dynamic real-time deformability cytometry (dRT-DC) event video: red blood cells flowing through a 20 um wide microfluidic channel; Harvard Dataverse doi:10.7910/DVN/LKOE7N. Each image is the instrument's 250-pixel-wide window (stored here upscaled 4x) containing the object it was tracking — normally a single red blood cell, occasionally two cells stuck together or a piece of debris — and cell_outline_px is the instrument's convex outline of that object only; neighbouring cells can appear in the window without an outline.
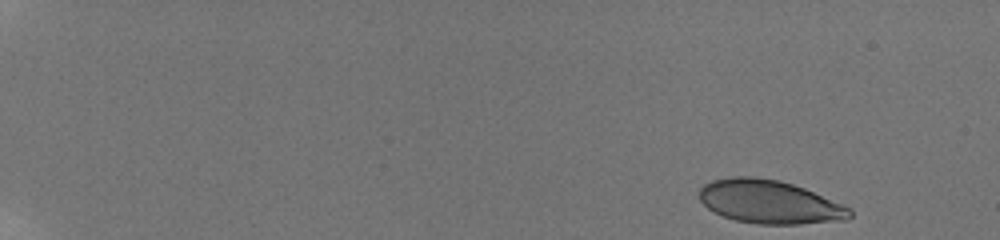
{"species": "human", "species_latin": "Homo sapiens", "temperature_condition": "room temperature", "stored_images_in_passage": 27, "camera_frame_rate_fps": 3000, "um_per_image_px": 0.085, "donor": {"sex": "male"}, "frame": {"image": 1, "passage_image": 1, "time_ms": 0.0, "image_size_px": [1000, 240], "cell_outline_px": [[852, 216], [848, 220], [800, 224], [760, 224], [736, 220], [724, 216], [708, 208], [700, 200], [700, 188], [704, 184], [712, 180], [732, 176], [756, 176], [780, 180], [804, 188], [852, 208]], "centroid_in_image_um": [65.44, 17.15], "position_along_channel_um": 19.6, "area_um2": 38.15}}
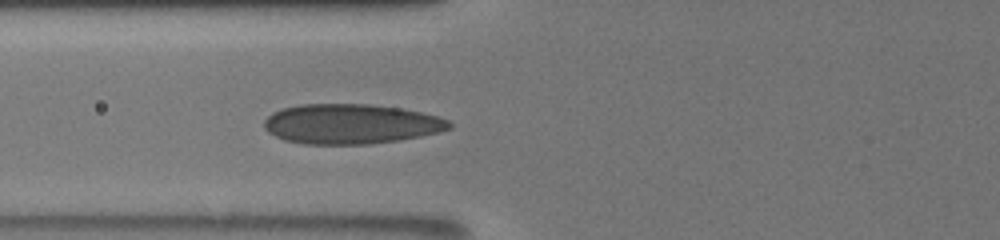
{"frame": {"image": 2, "passage_image": 18, "time_ms": 6.667, "image_size_px": [1000, 240], "cell_outline_px": [[452, 128], [420, 136], [400, 140], [368, 144], [304, 144], [284, 140], [268, 132], [264, 128], [264, 120], [272, 112], [284, 108], [300, 104], [368, 104], [400, 108], [420, 112], [436, 116], [448, 120], [452, 124]], "centroid_in_image_um": [29.8, 10.54], "position_along_channel_um": 96.0, "area_um2": 42.95}}
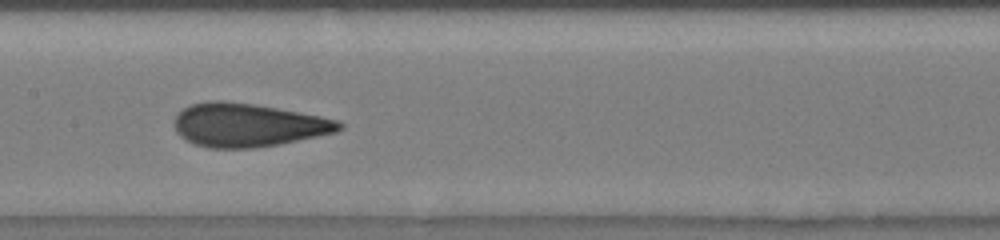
{"frame": {"image": 3, "passage_image": 25, "time_ms": 9.0, "image_size_px": [1000, 240], "cell_outline_px": [[344, 128], [336, 132], [280, 144], [252, 148], [208, 148], [184, 140], [176, 132], [176, 116], [184, 108], [192, 104], [212, 100], [224, 100], [252, 104], [276, 108], [320, 116], [340, 120], [344, 124]], "centroid_in_image_um": [21.1, 10.63], "position_along_channel_um": 186.3, "area_um2": 41.56}}